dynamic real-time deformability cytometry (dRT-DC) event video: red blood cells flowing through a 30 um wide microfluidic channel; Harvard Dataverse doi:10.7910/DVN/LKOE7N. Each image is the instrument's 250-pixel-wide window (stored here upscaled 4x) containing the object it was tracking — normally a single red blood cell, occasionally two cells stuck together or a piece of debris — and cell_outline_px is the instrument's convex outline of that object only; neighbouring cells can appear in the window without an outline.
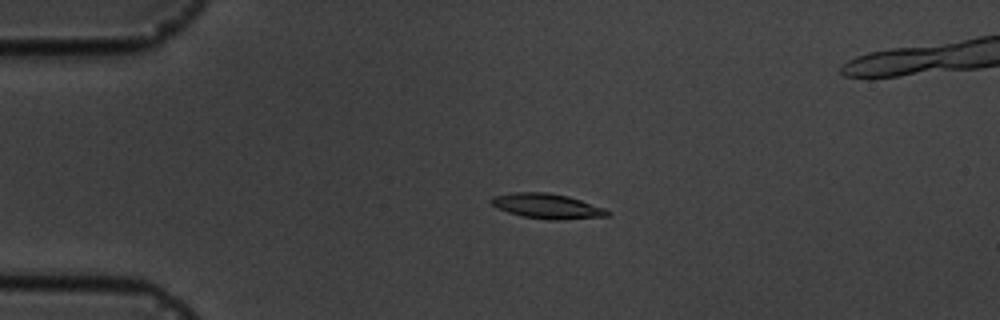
{"species": "common noctule bat (a hibernating species)", "species_latin": "Nyctalus noctula", "temperature_condition": "cold", "stored_images_in_passage": 2, "camera_frame_rate_fps": 3000, "um_per_image_px": 0.085, "animal": {"sex": "male", "body_mass_g": 19.5, "forearm_length_mm": 54.6}, "frame": {"image": 1, "passage_image": 2, "time_ms": 1.0, "image_size_px": [1000, 320], "cell_outline_px": [[612, 212], [608, 216], [560, 220], [548, 220], [524, 216], [508, 212], [496, 208], [488, 200], [492, 196], [516, 192], [548, 192], [568, 196], [604, 208]], "centroid_in_image_um": [46.49, 17.52], "position_along_channel_um": 38.5, "area_um2": 16.94}}